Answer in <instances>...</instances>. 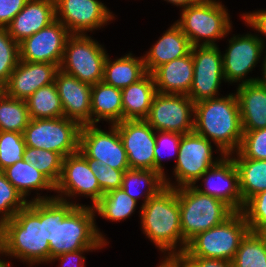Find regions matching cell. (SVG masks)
Instances as JSON below:
<instances>
[{
    "label": "cell",
    "mask_w": 266,
    "mask_h": 267,
    "mask_svg": "<svg viewBox=\"0 0 266 267\" xmlns=\"http://www.w3.org/2000/svg\"><path fill=\"white\" fill-rule=\"evenodd\" d=\"M55 191L59 193L55 198L68 202L69 197H77L79 194L89 196L92 207L104 195L87 160L79 152L68 155L63 159L62 173L55 185Z\"/></svg>",
    "instance_id": "cell-16"
},
{
    "label": "cell",
    "mask_w": 266,
    "mask_h": 267,
    "mask_svg": "<svg viewBox=\"0 0 266 267\" xmlns=\"http://www.w3.org/2000/svg\"><path fill=\"white\" fill-rule=\"evenodd\" d=\"M58 69L51 63L20 60L5 85V93L9 97L26 100L39 88L54 83Z\"/></svg>",
    "instance_id": "cell-21"
},
{
    "label": "cell",
    "mask_w": 266,
    "mask_h": 267,
    "mask_svg": "<svg viewBox=\"0 0 266 267\" xmlns=\"http://www.w3.org/2000/svg\"><path fill=\"white\" fill-rule=\"evenodd\" d=\"M139 214L143 233L164 255L168 253L166 257H177L185 251L176 188L163 187L141 205Z\"/></svg>",
    "instance_id": "cell-3"
},
{
    "label": "cell",
    "mask_w": 266,
    "mask_h": 267,
    "mask_svg": "<svg viewBox=\"0 0 266 267\" xmlns=\"http://www.w3.org/2000/svg\"><path fill=\"white\" fill-rule=\"evenodd\" d=\"M191 48L188 37L174 23L143 56L147 73L152 74L161 65L186 56Z\"/></svg>",
    "instance_id": "cell-25"
},
{
    "label": "cell",
    "mask_w": 266,
    "mask_h": 267,
    "mask_svg": "<svg viewBox=\"0 0 266 267\" xmlns=\"http://www.w3.org/2000/svg\"><path fill=\"white\" fill-rule=\"evenodd\" d=\"M28 0H0V27H7Z\"/></svg>",
    "instance_id": "cell-45"
},
{
    "label": "cell",
    "mask_w": 266,
    "mask_h": 267,
    "mask_svg": "<svg viewBox=\"0 0 266 267\" xmlns=\"http://www.w3.org/2000/svg\"><path fill=\"white\" fill-rule=\"evenodd\" d=\"M2 255L29 265L50 263V246L45 240L44 199L30 200L12 219L0 225ZM4 254V255H3Z\"/></svg>",
    "instance_id": "cell-1"
},
{
    "label": "cell",
    "mask_w": 266,
    "mask_h": 267,
    "mask_svg": "<svg viewBox=\"0 0 266 267\" xmlns=\"http://www.w3.org/2000/svg\"><path fill=\"white\" fill-rule=\"evenodd\" d=\"M81 127L64 116L30 119L23 136L26 146L53 151L65 158L78 152Z\"/></svg>",
    "instance_id": "cell-8"
},
{
    "label": "cell",
    "mask_w": 266,
    "mask_h": 267,
    "mask_svg": "<svg viewBox=\"0 0 266 267\" xmlns=\"http://www.w3.org/2000/svg\"><path fill=\"white\" fill-rule=\"evenodd\" d=\"M194 132L213 141L221 155L238 151L243 129L236 93L196 102Z\"/></svg>",
    "instance_id": "cell-2"
},
{
    "label": "cell",
    "mask_w": 266,
    "mask_h": 267,
    "mask_svg": "<svg viewBox=\"0 0 266 267\" xmlns=\"http://www.w3.org/2000/svg\"><path fill=\"white\" fill-rule=\"evenodd\" d=\"M245 158L266 159V128L243 132L238 150Z\"/></svg>",
    "instance_id": "cell-43"
},
{
    "label": "cell",
    "mask_w": 266,
    "mask_h": 267,
    "mask_svg": "<svg viewBox=\"0 0 266 267\" xmlns=\"http://www.w3.org/2000/svg\"><path fill=\"white\" fill-rule=\"evenodd\" d=\"M227 10L219 0H203L182 9L180 20L175 23L188 37L192 47L215 46L216 40L227 37L232 28Z\"/></svg>",
    "instance_id": "cell-6"
},
{
    "label": "cell",
    "mask_w": 266,
    "mask_h": 267,
    "mask_svg": "<svg viewBox=\"0 0 266 267\" xmlns=\"http://www.w3.org/2000/svg\"><path fill=\"white\" fill-rule=\"evenodd\" d=\"M114 125L126 150L130 168L155 171V130L145 119L123 120Z\"/></svg>",
    "instance_id": "cell-18"
},
{
    "label": "cell",
    "mask_w": 266,
    "mask_h": 267,
    "mask_svg": "<svg viewBox=\"0 0 266 267\" xmlns=\"http://www.w3.org/2000/svg\"><path fill=\"white\" fill-rule=\"evenodd\" d=\"M30 119L25 100L9 97L6 93L0 97V131L24 133Z\"/></svg>",
    "instance_id": "cell-34"
},
{
    "label": "cell",
    "mask_w": 266,
    "mask_h": 267,
    "mask_svg": "<svg viewBox=\"0 0 266 267\" xmlns=\"http://www.w3.org/2000/svg\"><path fill=\"white\" fill-rule=\"evenodd\" d=\"M29 201L7 180L4 172L0 171V225L12 219Z\"/></svg>",
    "instance_id": "cell-37"
},
{
    "label": "cell",
    "mask_w": 266,
    "mask_h": 267,
    "mask_svg": "<svg viewBox=\"0 0 266 267\" xmlns=\"http://www.w3.org/2000/svg\"><path fill=\"white\" fill-rule=\"evenodd\" d=\"M191 51L158 67L153 73L157 93L188 95L193 82Z\"/></svg>",
    "instance_id": "cell-23"
},
{
    "label": "cell",
    "mask_w": 266,
    "mask_h": 267,
    "mask_svg": "<svg viewBox=\"0 0 266 267\" xmlns=\"http://www.w3.org/2000/svg\"><path fill=\"white\" fill-rule=\"evenodd\" d=\"M19 61V44L9 35L6 27H0V81L4 85Z\"/></svg>",
    "instance_id": "cell-39"
},
{
    "label": "cell",
    "mask_w": 266,
    "mask_h": 267,
    "mask_svg": "<svg viewBox=\"0 0 266 267\" xmlns=\"http://www.w3.org/2000/svg\"><path fill=\"white\" fill-rule=\"evenodd\" d=\"M250 231L257 232L266 226V190L251 197L241 211Z\"/></svg>",
    "instance_id": "cell-42"
},
{
    "label": "cell",
    "mask_w": 266,
    "mask_h": 267,
    "mask_svg": "<svg viewBox=\"0 0 266 267\" xmlns=\"http://www.w3.org/2000/svg\"><path fill=\"white\" fill-rule=\"evenodd\" d=\"M136 207L137 201L127 195L122 188H119L105 193L93 206V210L103 219L120 222L129 218Z\"/></svg>",
    "instance_id": "cell-33"
},
{
    "label": "cell",
    "mask_w": 266,
    "mask_h": 267,
    "mask_svg": "<svg viewBox=\"0 0 266 267\" xmlns=\"http://www.w3.org/2000/svg\"><path fill=\"white\" fill-rule=\"evenodd\" d=\"M100 120L109 122V125L123 121L121 89L103 81L92 85L91 92V124Z\"/></svg>",
    "instance_id": "cell-27"
},
{
    "label": "cell",
    "mask_w": 266,
    "mask_h": 267,
    "mask_svg": "<svg viewBox=\"0 0 266 267\" xmlns=\"http://www.w3.org/2000/svg\"><path fill=\"white\" fill-rule=\"evenodd\" d=\"M229 156H232L231 158L238 170L239 187L244 207V204L251 197L266 190V159H248L239 151L233 152Z\"/></svg>",
    "instance_id": "cell-29"
},
{
    "label": "cell",
    "mask_w": 266,
    "mask_h": 267,
    "mask_svg": "<svg viewBox=\"0 0 266 267\" xmlns=\"http://www.w3.org/2000/svg\"><path fill=\"white\" fill-rule=\"evenodd\" d=\"M164 1H167V2L172 3L173 5H175L177 7L179 6L182 9H184V8H187L191 5L198 4V3L202 2L203 0H164Z\"/></svg>",
    "instance_id": "cell-50"
},
{
    "label": "cell",
    "mask_w": 266,
    "mask_h": 267,
    "mask_svg": "<svg viewBox=\"0 0 266 267\" xmlns=\"http://www.w3.org/2000/svg\"><path fill=\"white\" fill-rule=\"evenodd\" d=\"M265 57L263 58V64H262V74L263 76L261 78L258 77L257 81L261 84L266 86V50H265Z\"/></svg>",
    "instance_id": "cell-51"
},
{
    "label": "cell",
    "mask_w": 266,
    "mask_h": 267,
    "mask_svg": "<svg viewBox=\"0 0 266 267\" xmlns=\"http://www.w3.org/2000/svg\"><path fill=\"white\" fill-rule=\"evenodd\" d=\"M101 248H84L75 252H68L60 254L50 260V262L60 261L61 267H85L86 258L83 255L84 252H89L93 250H98Z\"/></svg>",
    "instance_id": "cell-46"
},
{
    "label": "cell",
    "mask_w": 266,
    "mask_h": 267,
    "mask_svg": "<svg viewBox=\"0 0 266 267\" xmlns=\"http://www.w3.org/2000/svg\"><path fill=\"white\" fill-rule=\"evenodd\" d=\"M62 102L64 117L78 122L81 126L91 124L92 85L61 69H58L54 81Z\"/></svg>",
    "instance_id": "cell-20"
},
{
    "label": "cell",
    "mask_w": 266,
    "mask_h": 267,
    "mask_svg": "<svg viewBox=\"0 0 266 267\" xmlns=\"http://www.w3.org/2000/svg\"><path fill=\"white\" fill-rule=\"evenodd\" d=\"M193 82L187 95L194 103L219 96L221 81H225L222 54L217 45L193 46Z\"/></svg>",
    "instance_id": "cell-14"
},
{
    "label": "cell",
    "mask_w": 266,
    "mask_h": 267,
    "mask_svg": "<svg viewBox=\"0 0 266 267\" xmlns=\"http://www.w3.org/2000/svg\"><path fill=\"white\" fill-rule=\"evenodd\" d=\"M123 120L145 119L157 94L154 77L147 73L139 81L123 88Z\"/></svg>",
    "instance_id": "cell-26"
},
{
    "label": "cell",
    "mask_w": 266,
    "mask_h": 267,
    "mask_svg": "<svg viewBox=\"0 0 266 267\" xmlns=\"http://www.w3.org/2000/svg\"><path fill=\"white\" fill-rule=\"evenodd\" d=\"M5 93V85L0 81V97Z\"/></svg>",
    "instance_id": "cell-54"
},
{
    "label": "cell",
    "mask_w": 266,
    "mask_h": 267,
    "mask_svg": "<svg viewBox=\"0 0 266 267\" xmlns=\"http://www.w3.org/2000/svg\"><path fill=\"white\" fill-rule=\"evenodd\" d=\"M237 87L243 132L266 128V86L255 81Z\"/></svg>",
    "instance_id": "cell-24"
},
{
    "label": "cell",
    "mask_w": 266,
    "mask_h": 267,
    "mask_svg": "<svg viewBox=\"0 0 266 267\" xmlns=\"http://www.w3.org/2000/svg\"><path fill=\"white\" fill-rule=\"evenodd\" d=\"M3 172L7 180L25 199L31 194V190L39 191L45 189L55 192V185L25 159L7 167Z\"/></svg>",
    "instance_id": "cell-30"
},
{
    "label": "cell",
    "mask_w": 266,
    "mask_h": 267,
    "mask_svg": "<svg viewBox=\"0 0 266 267\" xmlns=\"http://www.w3.org/2000/svg\"><path fill=\"white\" fill-rule=\"evenodd\" d=\"M233 267H266V243L258 232L249 231L232 260Z\"/></svg>",
    "instance_id": "cell-35"
},
{
    "label": "cell",
    "mask_w": 266,
    "mask_h": 267,
    "mask_svg": "<svg viewBox=\"0 0 266 267\" xmlns=\"http://www.w3.org/2000/svg\"><path fill=\"white\" fill-rule=\"evenodd\" d=\"M158 133V134H157ZM182 134L168 131H156L155 149H154V161L155 171H158L163 177H165L164 168L162 165L163 154H169V158L173 155H178L179 143ZM166 151V153H164ZM171 153V154H170Z\"/></svg>",
    "instance_id": "cell-40"
},
{
    "label": "cell",
    "mask_w": 266,
    "mask_h": 267,
    "mask_svg": "<svg viewBox=\"0 0 266 267\" xmlns=\"http://www.w3.org/2000/svg\"><path fill=\"white\" fill-rule=\"evenodd\" d=\"M204 187L193 185L195 189L205 195L223 201L234 212H241L243 201L239 187L238 170L233 159L225 155L217 164L203 173Z\"/></svg>",
    "instance_id": "cell-19"
},
{
    "label": "cell",
    "mask_w": 266,
    "mask_h": 267,
    "mask_svg": "<svg viewBox=\"0 0 266 267\" xmlns=\"http://www.w3.org/2000/svg\"><path fill=\"white\" fill-rule=\"evenodd\" d=\"M143 186L147 187L144 191L141 190ZM163 187H165L164 177L158 171L130 168L123 174L121 188L137 202L138 198L141 199V196L145 195L142 205Z\"/></svg>",
    "instance_id": "cell-31"
},
{
    "label": "cell",
    "mask_w": 266,
    "mask_h": 267,
    "mask_svg": "<svg viewBox=\"0 0 266 267\" xmlns=\"http://www.w3.org/2000/svg\"><path fill=\"white\" fill-rule=\"evenodd\" d=\"M257 232L264 239V242L266 243V226L262 227Z\"/></svg>",
    "instance_id": "cell-53"
},
{
    "label": "cell",
    "mask_w": 266,
    "mask_h": 267,
    "mask_svg": "<svg viewBox=\"0 0 266 267\" xmlns=\"http://www.w3.org/2000/svg\"><path fill=\"white\" fill-rule=\"evenodd\" d=\"M23 133L0 131V171L24 159Z\"/></svg>",
    "instance_id": "cell-38"
},
{
    "label": "cell",
    "mask_w": 266,
    "mask_h": 267,
    "mask_svg": "<svg viewBox=\"0 0 266 267\" xmlns=\"http://www.w3.org/2000/svg\"><path fill=\"white\" fill-rule=\"evenodd\" d=\"M0 254L2 255V242H1V238H0ZM1 258V256H0ZM11 263H9L8 261L6 260H1L0 259V267H11L10 265Z\"/></svg>",
    "instance_id": "cell-52"
},
{
    "label": "cell",
    "mask_w": 266,
    "mask_h": 267,
    "mask_svg": "<svg viewBox=\"0 0 266 267\" xmlns=\"http://www.w3.org/2000/svg\"><path fill=\"white\" fill-rule=\"evenodd\" d=\"M157 267H185L183 262L178 257H166Z\"/></svg>",
    "instance_id": "cell-49"
},
{
    "label": "cell",
    "mask_w": 266,
    "mask_h": 267,
    "mask_svg": "<svg viewBox=\"0 0 266 267\" xmlns=\"http://www.w3.org/2000/svg\"><path fill=\"white\" fill-rule=\"evenodd\" d=\"M250 231L242 212H234L223 223L192 238L177 257H203L232 261L241 241Z\"/></svg>",
    "instance_id": "cell-7"
},
{
    "label": "cell",
    "mask_w": 266,
    "mask_h": 267,
    "mask_svg": "<svg viewBox=\"0 0 266 267\" xmlns=\"http://www.w3.org/2000/svg\"><path fill=\"white\" fill-rule=\"evenodd\" d=\"M55 19L59 20L71 34H86L103 28L115 17L98 0H54Z\"/></svg>",
    "instance_id": "cell-15"
},
{
    "label": "cell",
    "mask_w": 266,
    "mask_h": 267,
    "mask_svg": "<svg viewBox=\"0 0 266 267\" xmlns=\"http://www.w3.org/2000/svg\"><path fill=\"white\" fill-rule=\"evenodd\" d=\"M25 101L31 119L60 118L64 116L62 102L55 83L39 88Z\"/></svg>",
    "instance_id": "cell-32"
},
{
    "label": "cell",
    "mask_w": 266,
    "mask_h": 267,
    "mask_svg": "<svg viewBox=\"0 0 266 267\" xmlns=\"http://www.w3.org/2000/svg\"><path fill=\"white\" fill-rule=\"evenodd\" d=\"M44 199V231L45 240L49 243H54V231H55V196H40L37 193L36 198L32 200Z\"/></svg>",
    "instance_id": "cell-44"
},
{
    "label": "cell",
    "mask_w": 266,
    "mask_h": 267,
    "mask_svg": "<svg viewBox=\"0 0 266 267\" xmlns=\"http://www.w3.org/2000/svg\"><path fill=\"white\" fill-rule=\"evenodd\" d=\"M184 243L223 223L234 211L223 201L202 194L194 186L176 188Z\"/></svg>",
    "instance_id": "cell-5"
},
{
    "label": "cell",
    "mask_w": 266,
    "mask_h": 267,
    "mask_svg": "<svg viewBox=\"0 0 266 267\" xmlns=\"http://www.w3.org/2000/svg\"><path fill=\"white\" fill-rule=\"evenodd\" d=\"M265 47V39L255 34L234 35L230 38L229 46L222 54L225 82H241L239 85H242L257 81L258 78L246 79V75L258 64Z\"/></svg>",
    "instance_id": "cell-13"
},
{
    "label": "cell",
    "mask_w": 266,
    "mask_h": 267,
    "mask_svg": "<svg viewBox=\"0 0 266 267\" xmlns=\"http://www.w3.org/2000/svg\"><path fill=\"white\" fill-rule=\"evenodd\" d=\"M54 20V0H28L6 28L9 35L19 44Z\"/></svg>",
    "instance_id": "cell-22"
},
{
    "label": "cell",
    "mask_w": 266,
    "mask_h": 267,
    "mask_svg": "<svg viewBox=\"0 0 266 267\" xmlns=\"http://www.w3.org/2000/svg\"><path fill=\"white\" fill-rule=\"evenodd\" d=\"M195 103L187 95L157 93L145 121L155 131H194ZM193 116V117H192Z\"/></svg>",
    "instance_id": "cell-11"
},
{
    "label": "cell",
    "mask_w": 266,
    "mask_h": 267,
    "mask_svg": "<svg viewBox=\"0 0 266 267\" xmlns=\"http://www.w3.org/2000/svg\"><path fill=\"white\" fill-rule=\"evenodd\" d=\"M209 140L194 131L183 134L179 143V150L174 167L175 184H171L167 176L164 177L165 186L179 188L193 186L204 172L217 164L225 155L213 158V146Z\"/></svg>",
    "instance_id": "cell-10"
},
{
    "label": "cell",
    "mask_w": 266,
    "mask_h": 267,
    "mask_svg": "<svg viewBox=\"0 0 266 267\" xmlns=\"http://www.w3.org/2000/svg\"><path fill=\"white\" fill-rule=\"evenodd\" d=\"M109 132L97 127V124L83 125L80 131L79 149L88 157L125 172L130 169L126 150L115 125Z\"/></svg>",
    "instance_id": "cell-12"
},
{
    "label": "cell",
    "mask_w": 266,
    "mask_h": 267,
    "mask_svg": "<svg viewBox=\"0 0 266 267\" xmlns=\"http://www.w3.org/2000/svg\"><path fill=\"white\" fill-rule=\"evenodd\" d=\"M24 159L42 172L54 185L61 177L64 157L56 152L26 146Z\"/></svg>",
    "instance_id": "cell-36"
},
{
    "label": "cell",
    "mask_w": 266,
    "mask_h": 267,
    "mask_svg": "<svg viewBox=\"0 0 266 267\" xmlns=\"http://www.w3.org/2000/svg\"><path fill=\"white\" fill-rule=\"evenodd\" d=\"M78 152L87 160L89 167L98 179L99 186L104 194L121 188L124 174L122 170L113 169L110 166H106L103 163L88 158L80 149Z\"/></svg>",
    "instance_id": "cell-41"
},
{
    "label": "cell",
    "mask_w": 266,
    "mask_h": 267,
    "mask_svg": "<svg viewBox=\"0 0 266 267\" xmlns=\"http://www.w3.org/2000/svg\"><path fill=\"white\" fill-rule=\"evenodd\" d=\"M93 207L55 198L54 243L50 260L84 248H103L108 243L97 228Z\"/></svg>",
    "instance_id": "cell-4"
},
{
    "label": "cell",
    "mask_w": 266,
    "mask_h": 267,
    "mask_svg": "<svg viewBox=\"0 0 266 267\" xmlns=\"http://www.w3.org/2000/svg\"><path fill=\"white\" fill-rule=\"evenodd\" d=\"M186 267H233L232 261L203 257H178Z\"/></svg>",
    "instance_id": "cell-47"
},
{
    "label": "cell",
    "mask_w": 266,
    "mask_h": 267,
    "mask_svg": "<svg viewBox=\"0 0 266 267\" xmlns=\"http://www.w3.org/2000/svg\"><path fill=\"white\" fill-rule=\"evenodd\" d=\"M71 33L57 19L19 43L20 60L51 63L60 67Z\"/></svg>",
    "instance_id": "cell-17"
},
{
    "label": "cell",
    "mask_w": 266,
    "mask_h": 267,
    "mask_svg": "<svg viewBox=\"0 0 266 267\" xmlns=\"http://www.w3.org/2000/svg\"><path fill=\"white\" fill-rule=\"evenodd\" d=\"M242 18L249 27L266 36V11L258 10L252 13H243Z\"/></svg>",
    "instance_id": "cell-48"
},
{
    "label": "cell",
    "mask_w": 266,
    "mask_h": 267,
    "mask_svg": "<svg viewBox=\"0 0 266 267\" xmlns=\"http://www.w3.org/2000/svg\"><path fill=\"white\" fill-rule=\"evenodd\" d=\"M147 74L144 58L128 53L112 61L107 55L104 62L103 82L118 89L139 81Z\"/></svg>",
    "instance_id": "cell-28"
},
{
    "label": "cell",
    "mask_w": 266,
    "mask_h": 267,
    "mask_svg": "<svg viewBox=\"0 0 266 267\" xmlns=\"http://www.w3.org/2000/svg\"><path fill=\"white\" fill-rule=\"evenodd\" d=\"M107 52L88 34H71L66 41L59 69L81 82L95 85L103 81Z\"/></svg>",
    "instance_id": "cell-9"
}]
</instances>
